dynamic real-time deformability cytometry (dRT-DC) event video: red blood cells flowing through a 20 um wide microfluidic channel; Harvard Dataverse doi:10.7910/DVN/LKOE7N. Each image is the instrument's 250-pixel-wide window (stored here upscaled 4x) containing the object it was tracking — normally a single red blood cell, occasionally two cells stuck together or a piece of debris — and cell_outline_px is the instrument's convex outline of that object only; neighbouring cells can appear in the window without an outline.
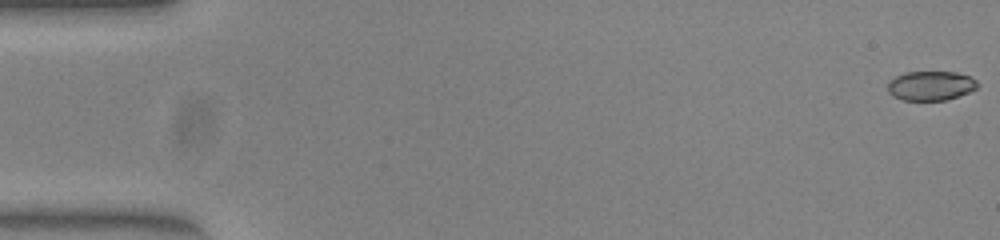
{"species": "common noctule bat (a hibernating species)", "species_latin": "Nyctalus noctula", "temperature_condition": "warm", "stored_images_in_passage": 47, "camera_frame_rate_fps": 3000, "um_per_image_px": 0.085, "animal": {"sex": "female", "body_mass_g": 23.0, "forearm_length_mm": 53.4}, "frame": {"image": 1, "passage_image": 1, "time_ms": 0.0, "image_size_px": [1000, 240], "cell_outline_px": [[980, 84], [976, 88], [968, 92], [944, 100], [900, 100], [892, 96], [888, 92], [888, 84], [896, 76], [904, 72], [956, 72], [968, 76], [976, 80]], "centroid_in_image_um": [79.09, 7.28], "position_along_channel_um": 5.9, "area_um2": 15.26}}
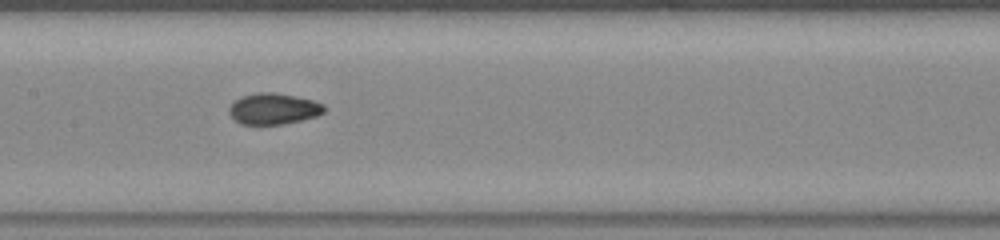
{"frame": {"image": 2, "passage_image": 26, "time_ms": 8.333, "image_size_px": [1000, 240], "cell_outline_px": [[324, 112], [316, 116], [284, 124], [240, 124], [228, 112], [228, 108], [236, 100], [244, 96], [256, 92], [272, 92], [312, 100], [324, 104]], "centroid_in_image_um": [23.24, 9.25], "position_along_channel_um": 184.2, "area_um2": 16.94}}
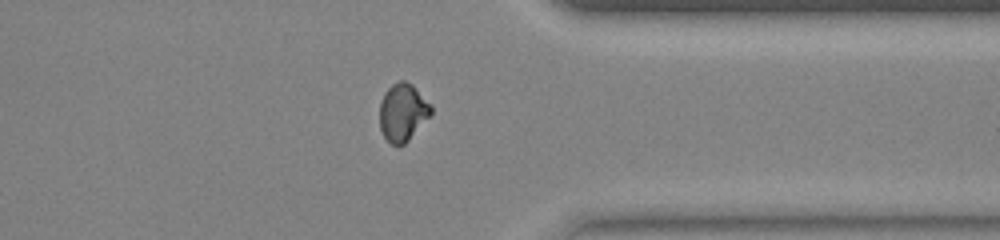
{"frame": {"image": 3, "passage_image": 41, "time_ms": 13.333, "image_size_px": [1000, 240], "cell_outline_px": [[432, 112], [408, 140], [404, 144], [392, 144], [384, 136], [380, 128], [380, 104], [384, 92], [392, 84], [400, 80], [404, 80], [412, 84], [432, 104]], "centroid_in_image_um": [34.23, 9.5], "position_along_channel_um": 377.2, "area_um2": 17.05}, "authors_computed_cell_mechanics": {"area_um2": 16.9932, "velocity_mm_per_s": 3.9946, "shape_relaxation_time_tau1_ms": 11.0363, "shape_relaxation_time_tau2_ms": 1.4201, "deformation_change_tau1": 0.2192, "deformation_change_tau2": 0.0494}}